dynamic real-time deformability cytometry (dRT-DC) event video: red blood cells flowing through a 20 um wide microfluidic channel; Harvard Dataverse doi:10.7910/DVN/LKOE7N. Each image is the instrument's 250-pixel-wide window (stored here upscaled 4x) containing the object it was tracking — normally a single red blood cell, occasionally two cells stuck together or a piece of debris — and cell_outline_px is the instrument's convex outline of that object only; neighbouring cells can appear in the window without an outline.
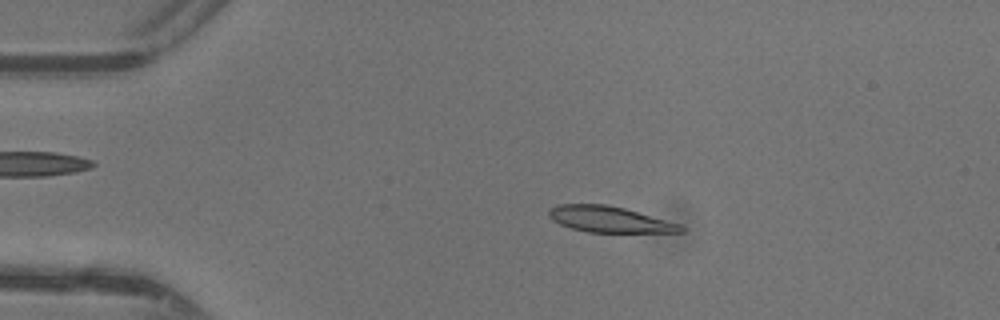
{"species": "common noctule bat (a hibernating species)", "species_latin": "Nyctalus noctula", "temperature_condition": "warm", "stored_images_in_passage": 46, "camera_frame_rate_fps": 3000, "um_per_image_px": 0.085, "animal": {"sex": "female"}, "frame": {"image": 1, "passage_image": 9, "time_ms": 2.667, "image_size_px": [1000, 320], "cell_outline_px": [[684, 232], [588, 232], [572, 228], [560, 224], [552, 220], [548, 216], [548, 212], [556, 204], [604, 204], [624, 208], [680, 224], [684, 228]], "centroid_in_image_um": [51.78, 18.64], "position_along_channel_um": 33.2, "area_um2": 19.77}}
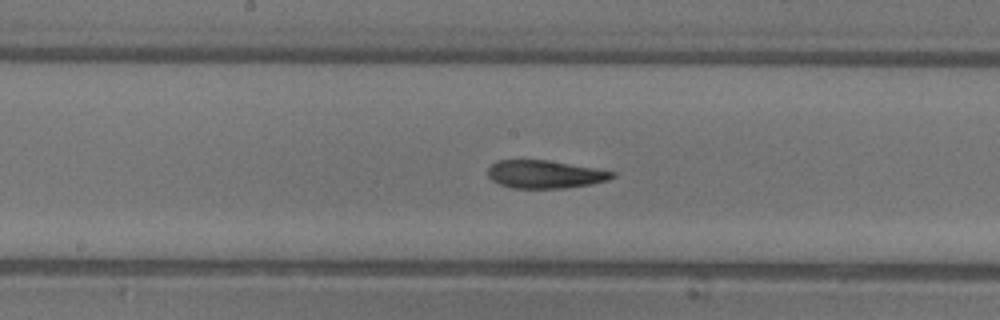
{"frame": {"image": 2, "passage_image": 24, "time_ms": 7.667, "image_size_px": [1000, 320], "cell_outline_px": [[616, 176], [608, 180], [592, 184], [564, 188], [512, 188], [500, 184], [492, 180], [488, 176], [488, 168], [496, 160], [548, 160], [616, 172]], "centroid_in_image_um": [46.32, 14.81], "position_along_channel_um": 201.9, "area_um2": 20.23}}
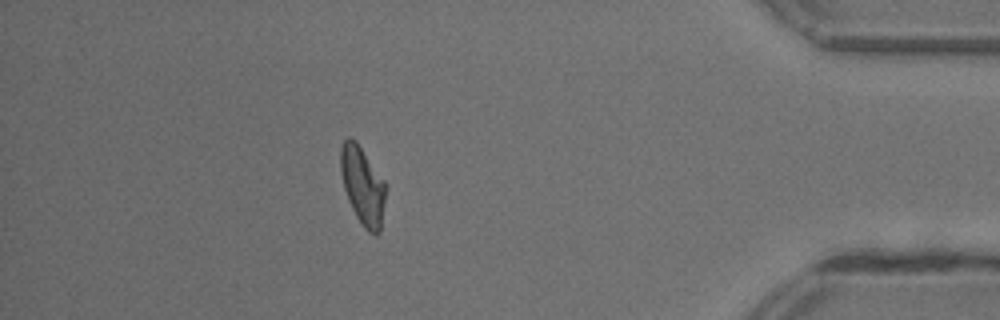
{"frame": {"image": 3, "passage_image": 41, "time_ms": 13.333, "image_size_px": [1000, 320], "cell_outline_px": [[388, 188], [380, 232], [376, 236], [372, 236], [364, 228], [356, 216], [348, 200], [344, 188], [340, 172], [340, 148], [344, 140], [348, 136], [352, 136], [356, 140], [384, 180]], "centroid_in_image_um": [30.84, 15.79], "position_along_channel_um": 404.4, "area_um2": 21.04}, "authors_computed_cell_mechanics": {"area_um2": 20.5768, "velocity_mm_per_s": 4.3853, "shape_relaxation_time_tau1_ms": 4.2807, "shape_relaxation_time_tau2_ms": 3.0841, "deformation_change_tau1": 0.174, "deformation_change_tau2": 0.1063}}